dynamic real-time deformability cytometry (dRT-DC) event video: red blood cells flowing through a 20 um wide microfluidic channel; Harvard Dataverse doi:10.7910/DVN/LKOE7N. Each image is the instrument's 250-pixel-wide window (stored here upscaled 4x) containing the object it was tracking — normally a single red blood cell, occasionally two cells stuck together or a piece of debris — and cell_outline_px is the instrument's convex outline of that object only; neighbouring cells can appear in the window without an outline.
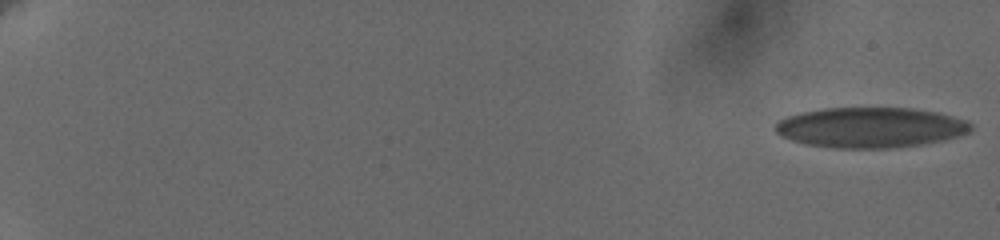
{"species": "human", "species_latin": "Homo sapiens", "temperature_condition": "cold", "stored_images_in_passage": 9, "camera_frame_rate_fps": 3000, "um_per_image_px": 0.085, "donor": {"sex": "female"}, "frame": {"image": 1, "passage_image": 1, "time_ms": 0.0, "image_size_px": [1000, 240], "cell_outline_px": [[972, 128], [968, 132], [944, 140], [920, 144], [888, 148], [832, 148], [804, 144], [780, 136], [776, 132], [776, 124], [780, 120], [788, 116], [800, 112], [824, 108], [912, 108], [936, 112], [968, 120], [972, 124]], "centroid_in_image_um": [73.97, 10.83], "position_along_channel_um": 11.0, "area_um2": 45.89}}
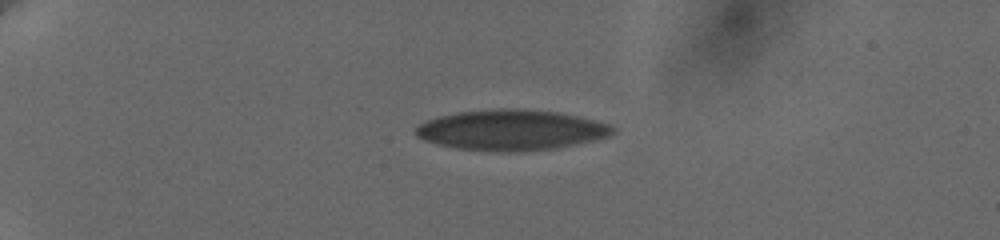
{"frame": {"image": 2, "passage_image": 6, "time_ms": 5.0, "image_size_px": [1000, 240], "cell_outline_px": [[616, 132], [608, 136], [596, 140], [556, 148], [508, 152], [500, 152], [456, 148], [424, 140], [416, 136], [412, 132], [420, 124], [428, 120], [440, 116], [456, 112], [500, 108], [520, 108], [560, 112], [596, 120], [608, 124], [616, 128]], "centroid_in_image_um": [43.48, 11.04], "position_along_channel_um": 41.5, "area_um2": 46.7}}
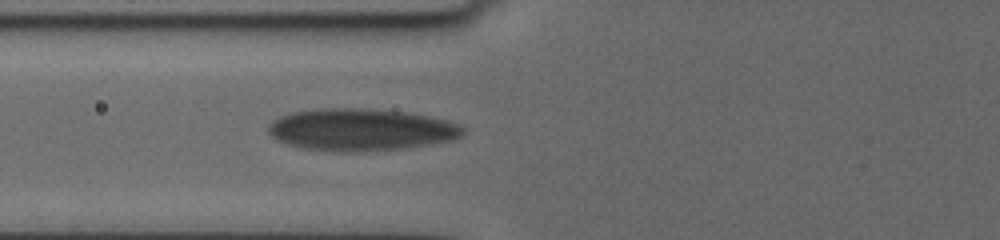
{"frame": {"image": 3, "passage_image": 9, "time_ms": 8.333, "image_size_px": [1000, 240], "cell_outline_px": [[464, 136], [452, 140], [404, 148], [348, 152], [300, 148], [276, 140], [268, 132], [268, 124], [272, 120], [280, 116], [292, 112], [324, 108], [356, 108], [404, 112], [428, 116], [444, 120], [456, 124], [464, 128]], "centroid_in_image_um": [30.63, 11.02], "position_along_channel_um": 95.2, "area_um2": 47.4}}